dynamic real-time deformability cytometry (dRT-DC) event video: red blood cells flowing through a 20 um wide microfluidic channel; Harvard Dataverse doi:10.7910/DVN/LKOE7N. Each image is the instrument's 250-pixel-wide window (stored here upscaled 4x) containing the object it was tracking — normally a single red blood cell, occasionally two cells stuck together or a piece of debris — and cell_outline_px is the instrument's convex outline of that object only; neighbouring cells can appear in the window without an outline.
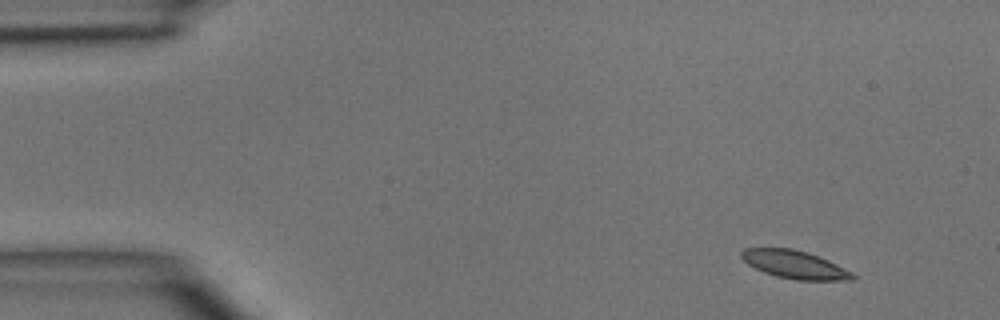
{"species": "common noctule bat (a hibernating species)", "species_latin": "Nyctalus noctula", "temperature_condition": "room temperature", "stored_images_in_passage": 6, "camera_frame_rate_fps": 3000, "um_per_image_px": 0.085, "animal": {"sex": "male", "body_mass_g": 15.6}, "frame": {"image": 1, "passage_image": 1, "time_ms": 0.0, "image_size_px": [1000, 320], "cell_outline_px": [[856, 280], [796, 280], [776, 276], [764, 272], [748, 264], [740, 256], [740, 252], [744, 248], [792, 248], [808, 252], [828, 260], [852, 272], [856, 276]], "centroid_in_image_um": [67.56, 22.48], "position_along_channel_um": 17.4, "area_um2": 18.15}}
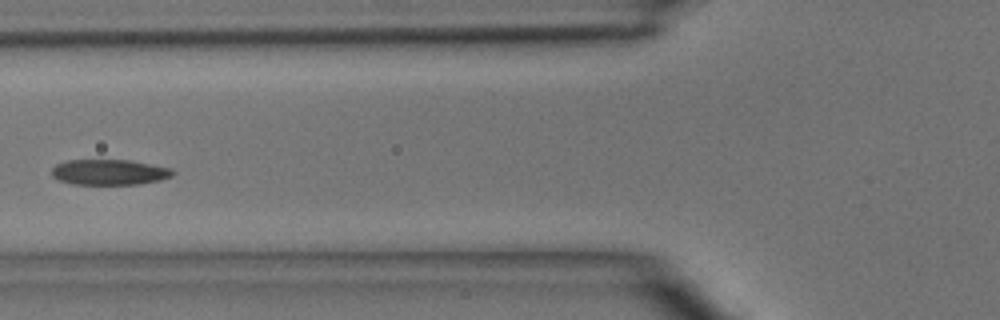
{"frame": {"image": 2, "passage_image": 5, "time_ms": 4.667, "image_size_px": [1000, 320], "cell_outline_px": [[176, 172], [172, 176], [160, 180], [140, 184], [72, 184], [60, 180], [52, 176], [52, 168], [56, 164], [68, 160], [128, 160], [172, 168]], "centroid_in_image_um": [9.31, 14.63], "position_along_channel_um": 116.5, "area_um2": 17.98}}